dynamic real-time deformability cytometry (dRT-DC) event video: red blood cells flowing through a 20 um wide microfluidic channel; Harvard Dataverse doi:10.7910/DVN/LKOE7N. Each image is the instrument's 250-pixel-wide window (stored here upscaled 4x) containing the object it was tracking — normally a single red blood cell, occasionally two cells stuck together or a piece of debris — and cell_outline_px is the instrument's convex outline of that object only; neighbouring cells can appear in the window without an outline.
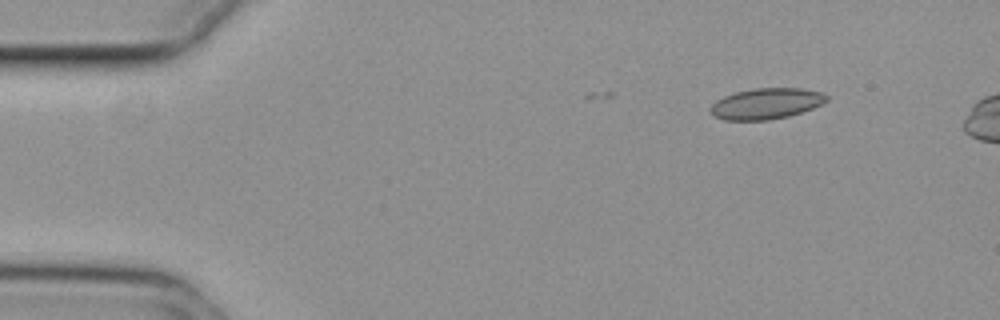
{"species": "common noctule bat (a hibernating species)", "species_latin": "Nyctalus noctula", "temperature_condition": "cold", "stored_images_in_passage": 3, "camera_frame_rate_fps": 3000, "um_per_image_px": 0.085, "animal": {"sex": "female", "body_mass_g": 29.2, "forearm_length_mm": 56.3}, "frame": {"image": 1, "passage_image": 1, "time_ms": 0.0, "image_size_px": [1000, 320], "cell_outline_px": [[828, 100], [812, 108], [788, 116], [768, 120], [724, 120], [712, 116], [708, 112], [712, 104], [716, 100], [724, 96], [736, 92], [752, 88], [800, 88], [820, 92], [828, 96]], "centroid_in_image_um": [65.07, 8.81], "position_along_channel_um": 19.9, "area_um2": 20.92}}